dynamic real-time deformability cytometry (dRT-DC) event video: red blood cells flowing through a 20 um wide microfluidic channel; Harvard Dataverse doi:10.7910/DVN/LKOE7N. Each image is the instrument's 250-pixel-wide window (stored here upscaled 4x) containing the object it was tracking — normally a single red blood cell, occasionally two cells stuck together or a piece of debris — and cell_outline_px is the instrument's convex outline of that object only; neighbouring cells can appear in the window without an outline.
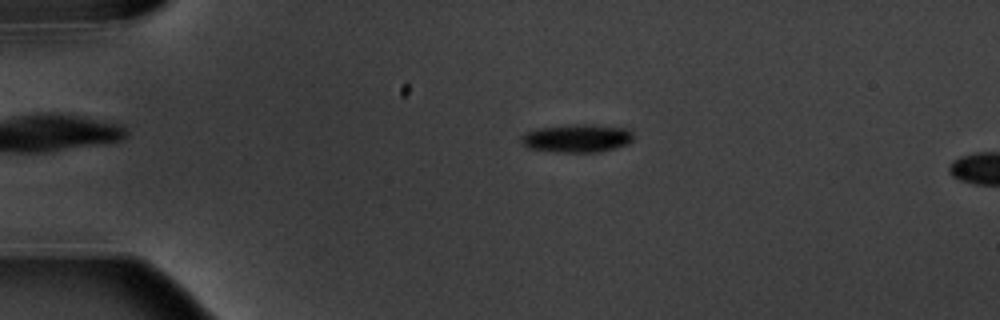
{"species": "common noctule bat (a hibernating species)", "species_latin": "Nyctalus noctula", "temperature_condition": "warm", "stored_images_in_passage": 4, "camera_frame_rate_fps": 3000, "um_per_image_px": 0.085, "animal": {"sex": "male", "body_mass_g": 20.1, "forearm_length_mm": 53.5}, "frame": {"image": 1, "passage_image": 3, "time_ms": 2.333, "image_size_px": [1000, 320], "cell_outline_px": [[632, 140], [628, 144], [600, 152], [556, 152], [528, 148], [520, 144], [520, 136], [528, 132], [540, 128], [572, 124], [592, 124], [624, 128], [632, 132]], "centroid_in_image_um": [49.02, 11.76], "position_along_channel_um": 36.0, "area_um2": 18.44}}